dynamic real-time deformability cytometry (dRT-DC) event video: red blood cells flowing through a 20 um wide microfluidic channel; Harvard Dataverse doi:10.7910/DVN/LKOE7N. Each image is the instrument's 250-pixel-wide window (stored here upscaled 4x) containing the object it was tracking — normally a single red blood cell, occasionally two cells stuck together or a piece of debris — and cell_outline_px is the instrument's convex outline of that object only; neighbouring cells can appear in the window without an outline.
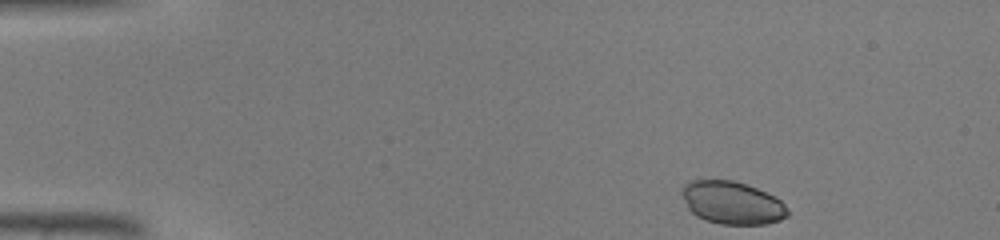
{"species": "common noctule bat (a hibernating species)", "species_latin": "Nyctalus noctula", "temperature_condition": "warm", "stored_images_in_passage": 40, "camera_frame_rate_fps": 3000, "um_per_image_px": 0.085, "animal": {"sex": "male", "body_mass_g": 19.0, "forearm_length_mm": 50.8}, "frame": {"image": 1, "passage_image": 1, "time_ms": 0.0, "image_size_px": [1000, 240], "cell_outline_px": [[788, 216], [780, 220], [768, 224], [720, 224], [704, 220], [696, 216], [688, 208], [684, 196], [684, 184], [688, 180], [732, 180], [756, 188], [776, 196], [784, 204], [788, 212]], "centroid_in_image_um": [62.26, 17.24], "position_along_channel_um": 22.7, "area_um2": 26.18}}
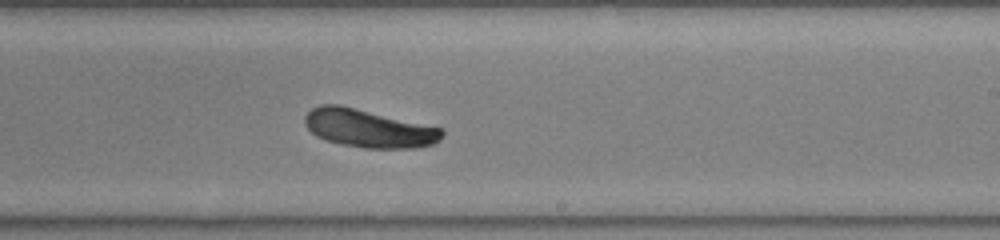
{"frame": {"image": 2, "passage_image": 23, "time_ms": 7.333, "image_size_px": [1000, 240], "cell_outline_px": [[444, 136], [440, 140], [432, 144], [416, 148], [364, 148], [340, 144], [324, 140], [316, 136], [304, 124], [304, 116], [312, 108], [320, 104], [340, 104], [444, 128]], "centroid_in_image_um": [31.34, 10.9], "position_along_channel_um": 257.7, "area_um2": 30.87}}
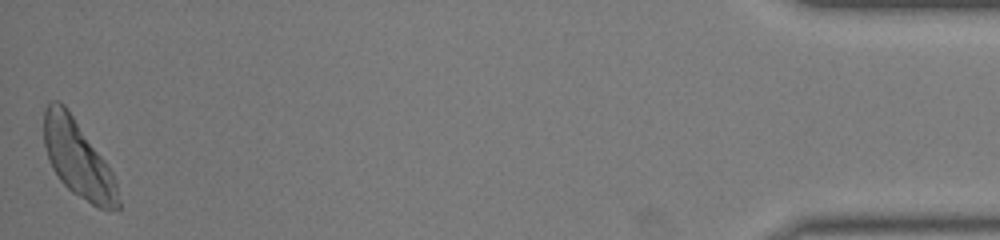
{"frame": {"image": 3, "passage_image": 40, "time_ms": 13.0, "image_size_px": [1000, 240], "cell_outline_px": [[120, 208], [108, 212], [96, 208], [72, 192], [60, 180], [52, 168], [48, 160], [44, 144], [44, 112], [48, 100], [60, 100], [64, 104], [104, 160], [112, 172], [116, 180], [120, 200]], "centroid_in_image_um": [6.63, 13.54], "position_along_channel_um": 428.6, "area_um2": 33.41}}